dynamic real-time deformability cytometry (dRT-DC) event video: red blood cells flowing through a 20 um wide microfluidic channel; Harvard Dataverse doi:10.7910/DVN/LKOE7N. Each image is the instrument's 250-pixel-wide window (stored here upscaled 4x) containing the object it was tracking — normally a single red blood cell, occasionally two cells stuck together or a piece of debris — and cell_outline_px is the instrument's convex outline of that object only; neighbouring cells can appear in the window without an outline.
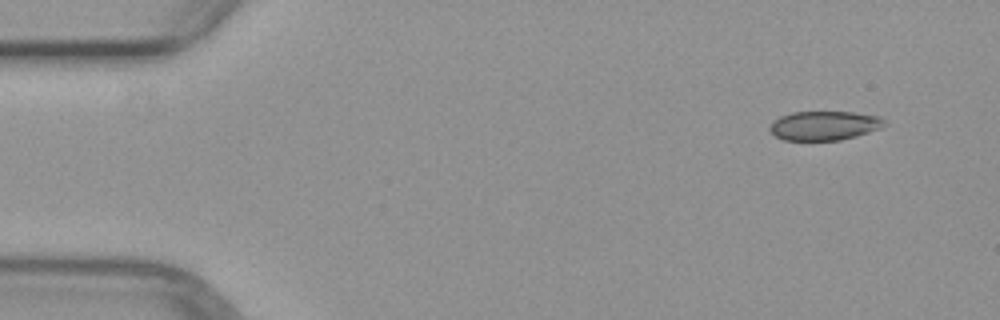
{"species": "common noctule bat (a hibernating species)", "species_latin": "Nyctalus noctula", "temperature_condition": "warm", "stored_images_in_passage": 4, "camera_frame_rate_fps": 3000, "um_per_image_px": 0.085, "animal": {"sex": "female", "body_mass_g": 29.2, "forearm_length_mm": 56.3}, "frame": {"image": 1, "passage_image": 1, "time_ms": 0.0, "image_size_px": [1000, 320], "cell_outline_px": [[884, 124], [880, 128], [856, 136], [840, 140], [784, 140], [776, 136], [768, 128], [772, 120], [780, 116], [792, 112], [852, 112], [880, 116], [884, 120]], "centroid_in_image_um": [70.03, 10.67], "position_along_channel_um": 15.0, "area_um2": 19.42}}